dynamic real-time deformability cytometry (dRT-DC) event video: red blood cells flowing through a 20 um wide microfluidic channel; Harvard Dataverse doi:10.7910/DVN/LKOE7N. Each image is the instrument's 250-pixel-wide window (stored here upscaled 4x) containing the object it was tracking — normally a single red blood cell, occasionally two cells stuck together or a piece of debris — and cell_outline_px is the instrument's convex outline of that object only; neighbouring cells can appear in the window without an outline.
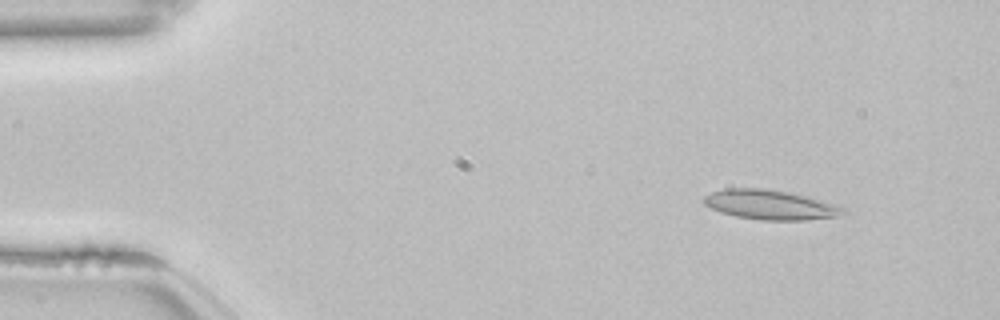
{"species": "common noctule bat (a hibernating species)", "species_latin": "Nyctalus noctula", "temperature_condition": "room temperature", "stored_images_in_passage": 50, "camera_frame_rate_fps": 3000, "um_per_image_px": 0.085, "animal": {"sex": "female", "body_mass_g": 22.7, "forearm_length_mm": 54.2}, "frame": {"image": 1, "passage_image": 3, "time_ms": 0.667, "image_size_px": [1000, 320], "cell_outline_px": [[848, 212], [836, 216], [808, 220], [764, 220], [736, 216], [720, 212], [704, 204], [704, 196], [712, 192], [724, 188], [764, 188], [792, 192], [840, 204]], "centroid_in_image_um": [65.53, 17.39], "position_along_channel_um": 19.5, "area_um2": 24.33}}
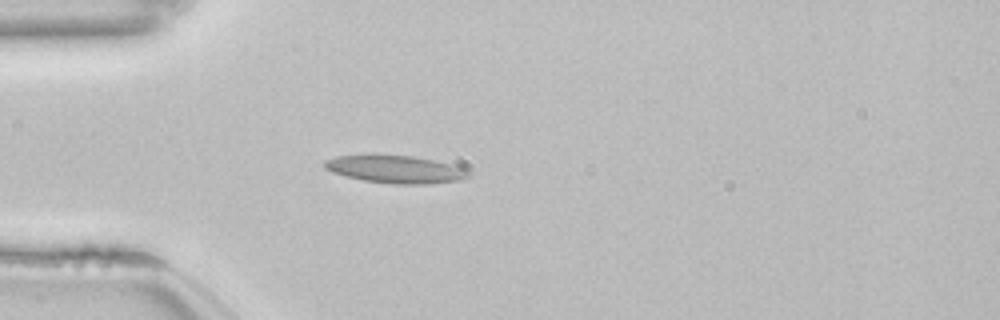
{"frame": {"image": 2, "passage_image": 12, "time_ms": 3.667, "image_size_px": [1000, 320], "cell_outline_px": [[472, 176], [460, 180], [428, 184], [392, 184], [364, 180], [332, 172], [324, 168], [324, 160], [336, 156], [412, 156], [452, 164], [464, 168]], "centroid_in_image_um": [33.65, 14.41], "position_along_channel_um": 51.3, "area_um2": 22.77}}
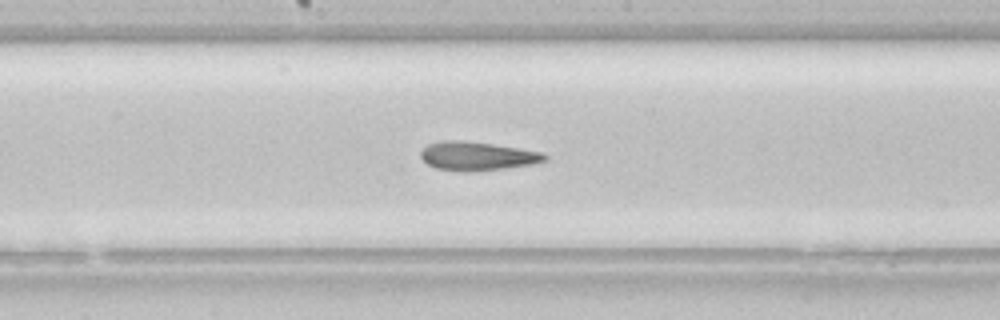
{"frame": {"image": 3, "passage_image": 25, "time_ms": 8.0, "image_size_px": [1000, 320], "cell_outline_px": [[548, 156], [544, 160], [532, 164], [504, 168], [436, 168], [428, 164], [420, 156], [420, 152], [428, 144], [440, 140], [460, 140], [492, 144], [540, 152]], "centroid_in_image_um": [40.54, 13.2], "position_along_channel_um": 207.7, "area_um2": 19.42}, "authors_computed_cell_mechanics": {"area_um2": 21.8484, "velocity_mm_per_s": 3.8504, "shape_relaxation_time_tau1_ms": null, "shape_relaxation_time_tau2_ms": 8.9043, "deformation_change_tau1": null, "deformation_change_tau2": 0.1943}}